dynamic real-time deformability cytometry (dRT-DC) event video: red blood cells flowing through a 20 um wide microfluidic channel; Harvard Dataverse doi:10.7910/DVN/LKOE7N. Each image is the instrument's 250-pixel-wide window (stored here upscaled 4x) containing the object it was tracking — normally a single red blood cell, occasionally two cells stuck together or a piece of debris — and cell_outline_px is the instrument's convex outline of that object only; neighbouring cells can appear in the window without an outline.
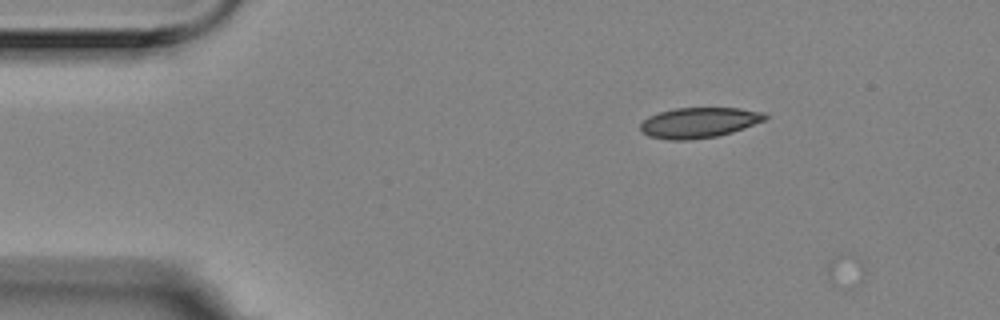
{"species": "Egyptian fruit bat (a non-hibernating species)", "species_latin": "Rousettus aegyptiacus", "temperature_condition": "room temperature", "stored_images_in_passage": 4, "camera_frame_rate_fps": 3000, "um_per_image_px": 0.085, "animal": {"sex": "female"}, "frame": {"image": 1, "passage_image": 3, "time_ms": 0.667, "image_size_px": [1000, 320], "cell_outline_px": [[768, 116], [764, 120], [744, 128], [732, 132], [716, 136], [688, 140], [668, 140], [648, 136], [640, 132], [640, 124], [648, 116], [660, 112], [676, 108], [740, 108], [764, 112]], "centroid_in_image_um": [59.38, 10.42], "position_along_channel_um": 25.6, "area_um2": 22.08}}